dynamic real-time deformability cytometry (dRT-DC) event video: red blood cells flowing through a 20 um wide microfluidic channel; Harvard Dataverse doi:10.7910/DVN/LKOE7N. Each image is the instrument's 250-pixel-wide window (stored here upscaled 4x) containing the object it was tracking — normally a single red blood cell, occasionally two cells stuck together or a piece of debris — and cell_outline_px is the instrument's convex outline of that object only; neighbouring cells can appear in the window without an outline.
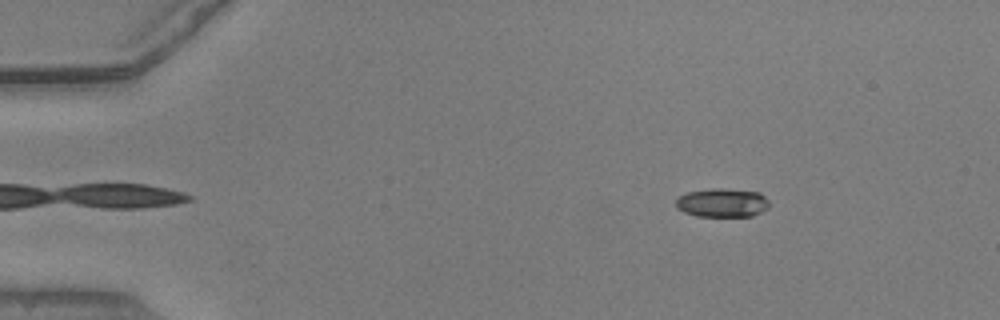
{"species": "common noctule bat (a hibernating species)", "species_latin": "Nyctalus noctula", "temperature_condition": "warm", "stored_images_in_passage": 48, "camera_frame_rate_fps": 3000, "um_per_image_px": 0.085, "animal": {"sex": "male", "body_mass_g": 20.5, "forearm_length_mm": 52.5}, "frame": {"image": 1, "passage_image": 3, "time_ms": 0.667, "image_size_px": [1000, 320], "cell_outline_px": [[768, 208], [752, 216], [696, 216], [684, 212], [676, 208], [676, 200], [680, 196], [688, 192], [712, 188], [720, 188], [760, 192], [768, 200]], "centroid_in_image_um": [61.39, 17.23], "position_along_channel_um": 23.6, "area_um2": 15.61}}
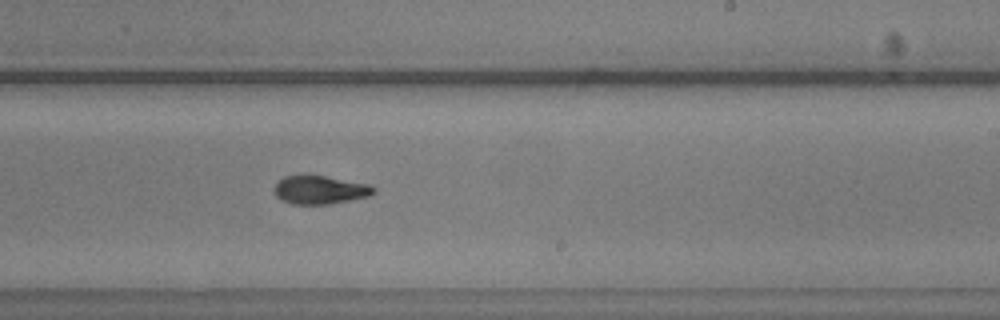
{"frame": {"image": 2, "passage_image": 28, "time_ms": 9.0, "image_size_px": [1000, 320], "cell_outline_px": [[376, 192], [368, 196], [328, 204], [292, 204], [280, 200], [276, 196], [276, 184], [284, 176], [304, 172], [372, 184], [376, 188]], "centroid_in_image_um": [27.2, 16.09], "position_along_channel_um": 261.8, "area_um2": 16.94}}
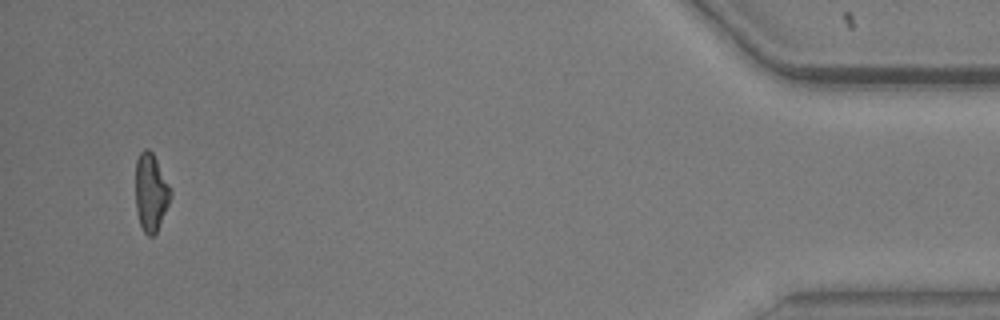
{"frame": {"image": 3, "passage_image": 46, "time_ms": 15.0, "image_size_px": [1000, 320], "cell_outline_px": [[172, 196], [156, 232], [152, 236], [148, 236], [144, 232], [140, 224], [136, 208], [136, 160], [140, 152], [144, 148], [148, 148], [152, 152], [172, 188]], "centroid_in_image_um": [12.84, 16.32], "position_along_channel_um": 422.4, "area_um2": 15.9}, "authors_computed_cell_mechanics": {"area_um2": 16.5597, "velocity_mm_per_s": 3.8987, "shape_relaxation_time_tau1_ms": 4.1782, "shape_relaxation_time_tau2_ms": 3.4484, "deformation_change_tau1": 0.1634, "deformation_change_tau2": 0.0807}}